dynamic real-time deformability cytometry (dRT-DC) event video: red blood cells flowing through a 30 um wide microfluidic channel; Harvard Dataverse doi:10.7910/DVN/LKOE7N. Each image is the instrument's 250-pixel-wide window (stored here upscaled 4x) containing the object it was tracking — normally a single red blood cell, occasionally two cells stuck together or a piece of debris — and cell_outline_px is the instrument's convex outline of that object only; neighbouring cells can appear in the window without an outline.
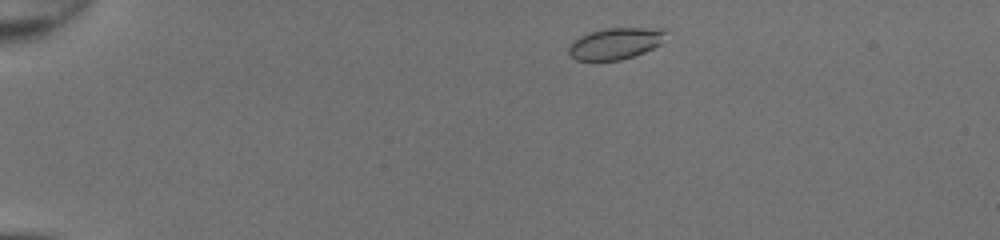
{"species": "common noctule bat (a hibernating species)", "species_latin": "Nyctalus noctula", "temperature_condition": "room temperature", "stored_images_in_passage": 42, "camera_frame_rate_fps": 3000, "um_per_image_px": 0.085, "animal": {"sex": "female", "body_mass_g": 20.0, "forearm_length_mm": 54.0}, "frame": {"image": 1, "passage_image": 3, "time_ms": 0.667, "image_size_px": [1000, 240], "cell_outline_px": [[668, 28], [660, 44], [644, 52], [620, 60], [576, 60], [568, 52], [568, 44], [572, 40], [588, 32], [604, 28]], "centroid_in_image_um": [52.28, 3.68], "position_along_channel_um": 32.7, "area_um2": 17.86}}
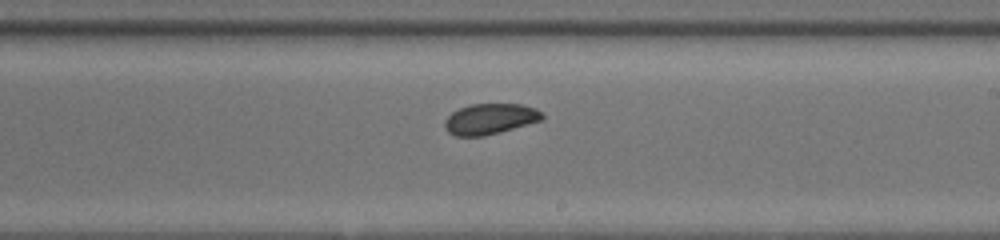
{"frame": {"image": 2, "passage_image": 24, "time_ms": 7.667, "image_size_px": [1000, 240], "cell_outline_px": [[544, 120], [500, 132], [484, 136], [456, 136], [448, 132], [444, 128], [444, 120], [452, 112], [460, 108], [472, 104], [520, 104], [536, 108], [544, 116]], "centroid_in_image_um": [41.65, 10.11], "position_along_channel_um": 247.3, "area_um2": 17.51}}
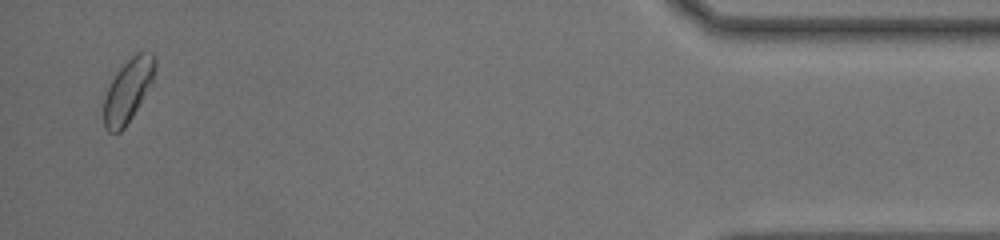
{"frame": {"image": 3, "passage_image": 41, "time_ms": 13.333, "image_size_px": [1000, 240], "cell_outline_px": [[156, 68], [152, 84], [132, 116], [124, 128], [120, 132], [108, 132], [104, 128], [104, 96], [112, 80], [120, 68], [136, 52], [152, 52], [156, 56]], "centroid_in_image_um": [10.9, 7.67], "position_along_channel_um": 424.3, "area_um2": 18.79}, "authors_computed_cell_mechanics": {"area_um2": 18.1203, "velocity_mm_per_s": 4.297, "shape_relaxation_time_tau1_ms": 3.7893, "shape_relaxation_time_tau2_ms": 3.8244, "deformation_change_tau1": 0.0505, "deformation_change_tau2": 0.0646}}